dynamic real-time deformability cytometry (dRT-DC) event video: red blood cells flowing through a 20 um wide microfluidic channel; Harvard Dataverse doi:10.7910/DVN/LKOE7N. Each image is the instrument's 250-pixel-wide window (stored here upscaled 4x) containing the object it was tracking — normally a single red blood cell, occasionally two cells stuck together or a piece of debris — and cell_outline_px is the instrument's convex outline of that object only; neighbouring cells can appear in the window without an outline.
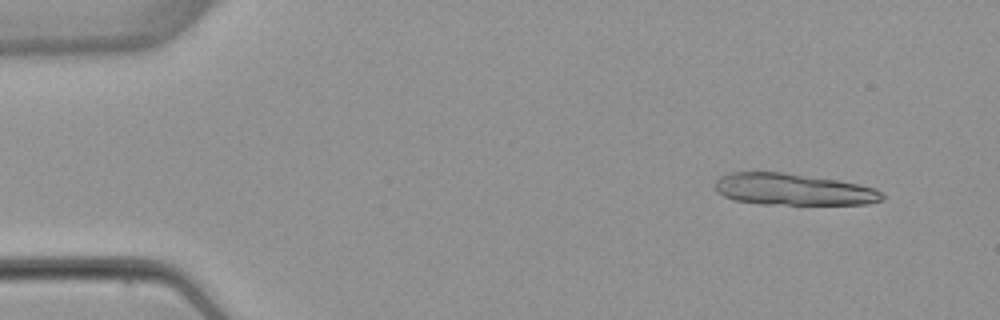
{"species": "common noctule bat (a hibernating species)", "species_latin": "Nyctalus noctula", "temperature_condition": "warm", "stored_images_in_passage": 4, "segment_of_instrument_passage": [1, 2], "camera_frame_rate_fps": 3000, "um_per_image_px": 0.085, "animal": {"sex": "female", "body_mass_g": 22.7, "forearm_length_mm": 54.2}, "frame": {"image": 1, "passage_image": 1, "time_ms": 0.0, "image_size_px": [1000, 320], "cell_outline_px": [[884, 200], [868, 204], [760, 204], [732, 200], [716, 192], [716, 180], [720, 176], [728, 172], [784, 172], [836, 180], [876, 188], [884, 196]], "centroid_in_image_um": [67.39, 16.1], "position_along_channel_um": 17.6, "area_um2": 30.87}}